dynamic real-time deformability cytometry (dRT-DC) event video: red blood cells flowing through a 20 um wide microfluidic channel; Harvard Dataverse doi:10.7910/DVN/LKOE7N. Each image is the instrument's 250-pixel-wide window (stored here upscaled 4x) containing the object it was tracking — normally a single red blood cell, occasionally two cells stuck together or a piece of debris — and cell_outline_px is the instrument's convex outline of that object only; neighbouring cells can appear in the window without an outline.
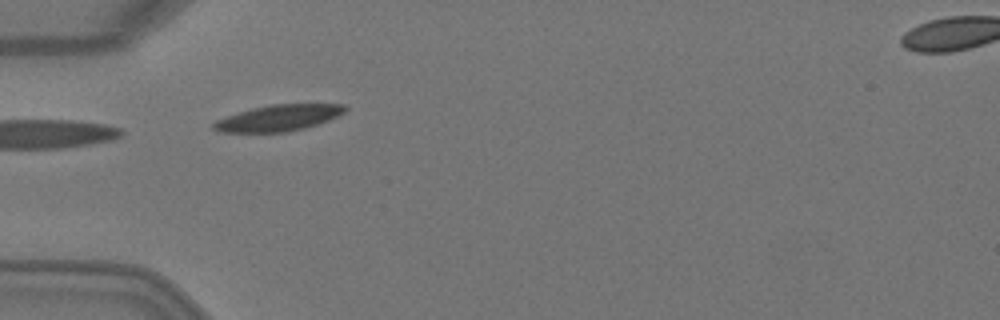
{"species": "Egyptian fruit bat (a non-hibernating species)", "species_latin": "Rousettus aegyptiacus", "temperature_condition": "warm", "stored_images_in_passage": 4, "camera_frame_rate_fps": 3000, "um_per_image_px": 0.085, "animal": {"sex": "female"}, "frame": {"image": 1, "passage_image": 3, "time_ms": 0.667, "image_size_px": [1000, 320], "cell_outline_px": [[348, 108], [340, 116], [304, 128], [288, 132], [216, 132], [212, 128], [212, 124], [216, 120], [252, 108], [272, 104], [344, 104]], "centroid_in_image_um": [23.68, 10.03], "position_along_channel_um": 61.3, "area_um2": 20.0}}